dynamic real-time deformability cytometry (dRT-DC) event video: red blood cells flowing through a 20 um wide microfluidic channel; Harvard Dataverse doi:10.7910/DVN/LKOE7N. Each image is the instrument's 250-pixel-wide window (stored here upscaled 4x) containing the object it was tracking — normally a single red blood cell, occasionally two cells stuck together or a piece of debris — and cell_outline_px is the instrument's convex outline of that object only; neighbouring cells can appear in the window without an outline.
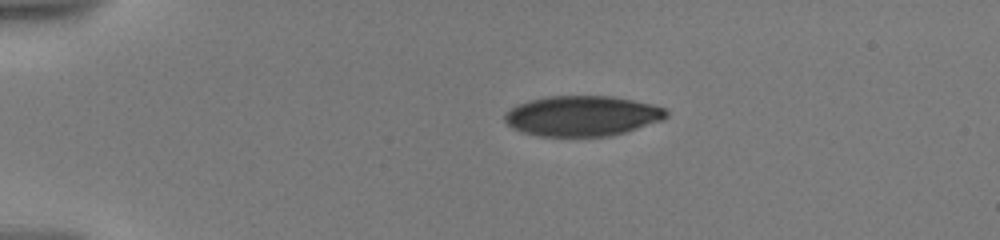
{"species": "human", "species_latin": "Homo sapiens", "temperature_condition": "warm", "stored_images_in_passage": 11, "camera_frame_rate_fps": 3000, "um_per_image_px": 0.085, "donor": {"sex": "male"}, "frame": {"image": 1, "passage_image": 1, "time_ms": 0.0, "image_size_px": [1000, 240], "cell_outline_px": [[668, 116], [664, 120], [612, 136], [540, 136], [524, 132], [512, 128], [504, 120], [504, 112], [516, 104], [528, 100], [548, 96], [612, 96], [652, 104], [664, 108], [668, 112]], "centroid_in_image_um": [49.48, 9.85], "position_along_channel_um": 35.5, "area_um2": 38.15}}
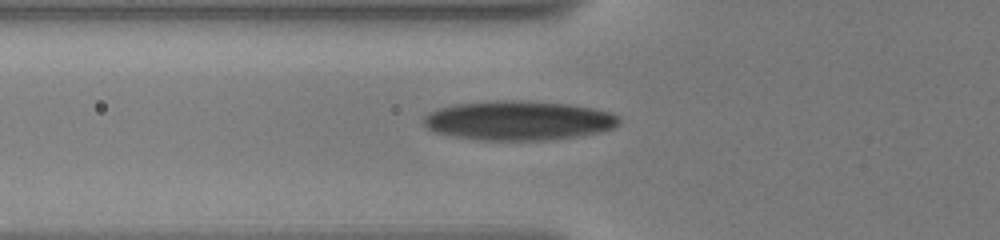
{"frame": {"image": 2, "passage_image": 10, "time_ms": 3.0, "image_size_px": [1000, 240], "cell_outline_px": [[620, 124], [612, 128], [600, 132], [580, 136], [544, 140], [480, 140], [456, 136], [436, 132], [428, 128], [424, 124], [424, 116], [428, 112], [440, 108], [456, 104], [496, 100], [520, 100], [572, 104], [596, 108], [612, 112], [620, 116]], "centroid_in_image_um": [44.14, 10.23], "position_along_channel_um": 81.7, "area_um2": 45.08}}